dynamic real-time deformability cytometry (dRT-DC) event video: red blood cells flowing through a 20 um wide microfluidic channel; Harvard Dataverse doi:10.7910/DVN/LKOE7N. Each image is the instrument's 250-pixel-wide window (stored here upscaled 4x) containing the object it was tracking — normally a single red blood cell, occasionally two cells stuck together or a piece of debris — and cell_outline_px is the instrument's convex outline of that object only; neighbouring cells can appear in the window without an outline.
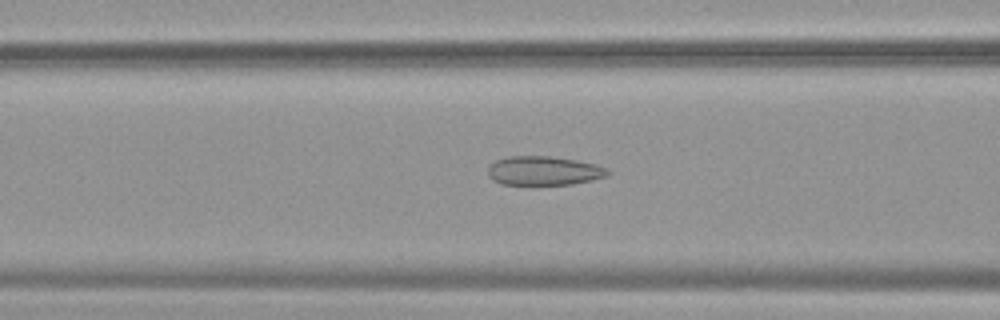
{"species": "common noctule bat (a hibernating species)", "species_latin": "Nyctalus noctula", "temperature_condition": "warm", "stored_images_in_passage": 14, "camera_frame_rate_fps": 3000, "um_per_image_px": 0.085, "animal": {"sex": "female", "body_mass_g": 19.9}, "frame": {"image": 1, "passage_image": 12, "time_ms": 3.667, "image_size_px": [1000, 320], "cell_outline_px": [[612, 172], [608, 176], [592, 180], [572, 184], [532, 188], [500, 184], [492, 180], [488, 176], [488, 168], [496, 160], [508, 156], [548, 156], [576, 160], [596, 164]], "centroid_in_image_um": [46.19, 14.57], "position_along_channel_um": 120.4, "area_um2": 21.27}}